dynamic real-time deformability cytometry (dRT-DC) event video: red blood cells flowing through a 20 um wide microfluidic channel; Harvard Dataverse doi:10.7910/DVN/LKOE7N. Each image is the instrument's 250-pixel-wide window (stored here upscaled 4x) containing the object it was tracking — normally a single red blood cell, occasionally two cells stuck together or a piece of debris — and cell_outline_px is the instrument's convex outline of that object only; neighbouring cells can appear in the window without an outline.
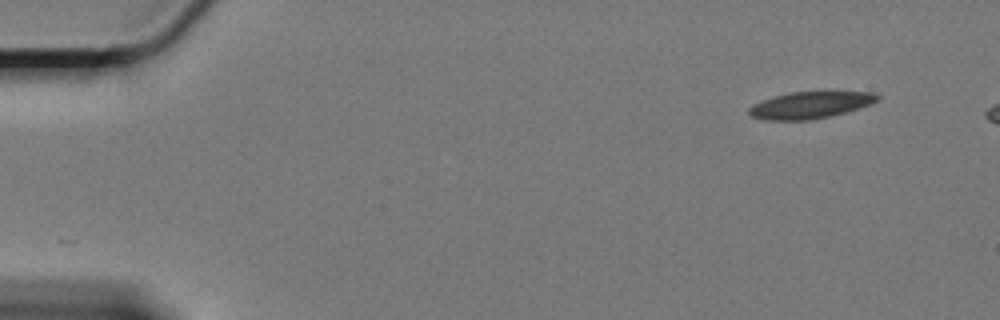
{"species": "Egyptian fruit bat (a non-hibernating species)", "species_latin": "Rousettus aegyptiacus", "temperature_condition": "cold", "stored_images_in_passage": 53, "camera_frame_rate_fps": 3000, "um_per_image_px": 0.085, "animal": {"sex": "female"}, "frame": {"image": 1, "passage_image": 1, "time_ms": 0.0, "image_size_px": [1000, 320], "cell_outline_px": [[880, 100], [872, 104], [860, 108], [832, 116], [812, 120], [764, 120], [752, 116], [748, 112], [748, 108], [752, 104], [776, 96], [792, 92], [872, 92], [880, 96]], "centroid_in_image_um": [68.9, 8.94], "position_along_channel_um": 16.1, "area_um2": 20.06}}
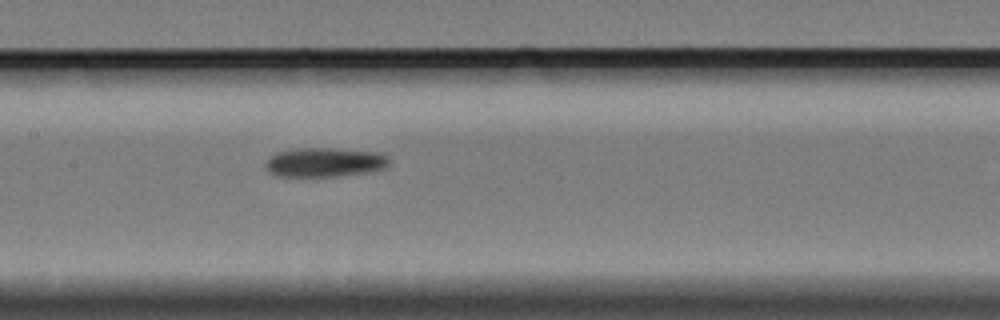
{"frame": {"image": 2, "passage_image": 26, "time_ms": 8.333, "image_size_px": [1000, 320], "cell_outline_px": [[392, 160], [384, 168], [368, 172], [336, 176], [276, 176], [268, 172], [268, 160], [276, 152], [296, 148], [336, 148], [376, 152], [388, 156]], "centroid_in_image_um": [27.64, 13.78], "position_along_channel_um": 179.8, "area_um2": 20.98}}
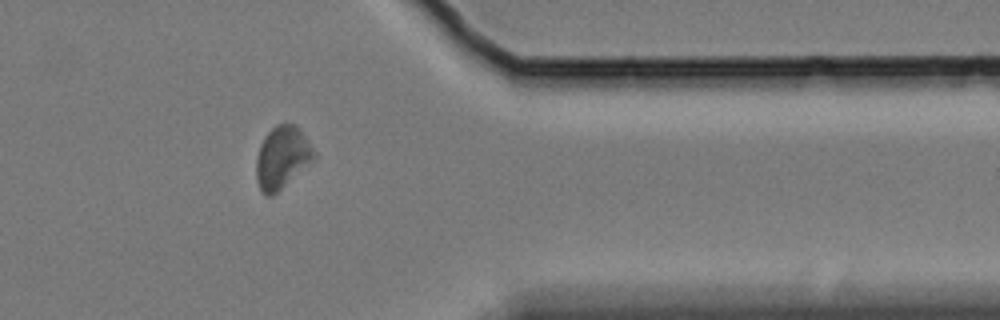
{"frame": {"image": 3, "passage_image": 46, "time_ms": 15.0, "image_size_px": [1000, 320], "cell_outline_px": [[316, 156], [312, 160], [272, 196], [268, 196], [260, 188], [256, 180], [256, 156], [260, 144], [264, 136], [276, 124], [296, 124], [300, 128], [316, 152]], "centroid_in_image_um": [23.96, 13.34], "position_along_channel_um": 387.4, "area_um2": 20.69}}